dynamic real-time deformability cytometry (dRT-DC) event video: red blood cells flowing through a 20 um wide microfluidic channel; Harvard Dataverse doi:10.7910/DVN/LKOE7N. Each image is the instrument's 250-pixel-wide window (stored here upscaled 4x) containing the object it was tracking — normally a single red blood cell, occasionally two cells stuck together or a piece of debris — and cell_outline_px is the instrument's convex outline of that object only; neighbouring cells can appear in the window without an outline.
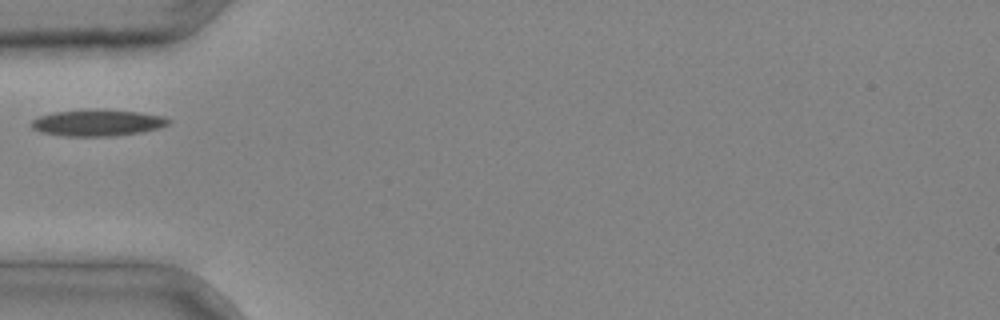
{"species": "common noctule bat (a hibernating species)", "species_latin": "Nyctalus noctula", "temperature_condition": "cold", "stored_images_in_passage": 4, "camera_frame_rate_fps": 3000, "um_per_image_px": 0.085, "animal": {"sex": "male", "body_mass_g": 20.4}, "frame": {"image": 1, "passage_image": 4, "time_ms": 1.0, "image_size_px": [1000, 320], "cell_outline_px": [[172, 120], [168, 124], [156, 128], [140, 132], [112, 136], [64, 136], [40, 132], [32, 128], [28, 124], [32, 120], [40, 116], [52, 112], [88, 108], [136, 112], [164, 116]], "centroid_in_image_um": [8.21, 10.42], "position_along_channel_um": 76.8, "area_um2": 21.27}}